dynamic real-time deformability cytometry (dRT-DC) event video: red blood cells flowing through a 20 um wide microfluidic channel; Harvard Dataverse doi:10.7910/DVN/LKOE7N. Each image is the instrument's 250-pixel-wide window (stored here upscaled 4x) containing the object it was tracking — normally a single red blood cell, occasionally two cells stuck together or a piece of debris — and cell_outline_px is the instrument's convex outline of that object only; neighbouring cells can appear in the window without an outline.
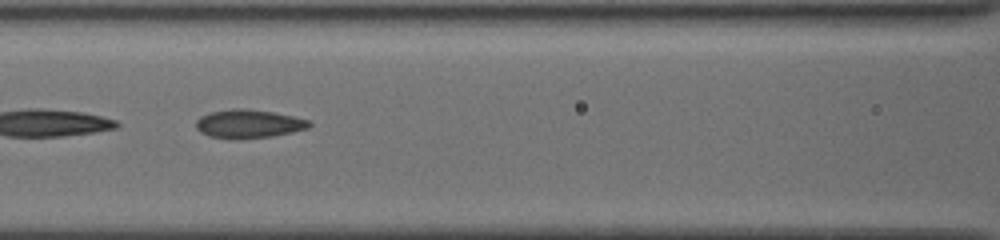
{"species": "common noctule bat (a hibernating species)", "species_latin": "Nyctalus noctula", "temperature_condition": "cold", "stored_images_in_passage": 24, "camera_frame_rate_fps": 3000, "um_per_image_px": 0.085, "animal": {"sex": "female", "body_mass_g": 19.5, "forearm_length_mm": 54.1}, "frame": {"image": 1, "passage_image": 21, "time_ms": 8.667, "image_size_px": [1000, 240], "cell_outline_px": [[312, 124], [308, 128], [292, 132], [272, 136], [240, 140], [232, 140], [208, 136], [200, 132], [196, 128], [196, 120], [200, 116], [208, 112], [232, 108], [248, 108], [272, 112], [292, 116], [308, 120]], "centroid_in_image_um": [21.07, 10.53], "position_along_channel_um": 145.5, "area_um2": 19.19}}